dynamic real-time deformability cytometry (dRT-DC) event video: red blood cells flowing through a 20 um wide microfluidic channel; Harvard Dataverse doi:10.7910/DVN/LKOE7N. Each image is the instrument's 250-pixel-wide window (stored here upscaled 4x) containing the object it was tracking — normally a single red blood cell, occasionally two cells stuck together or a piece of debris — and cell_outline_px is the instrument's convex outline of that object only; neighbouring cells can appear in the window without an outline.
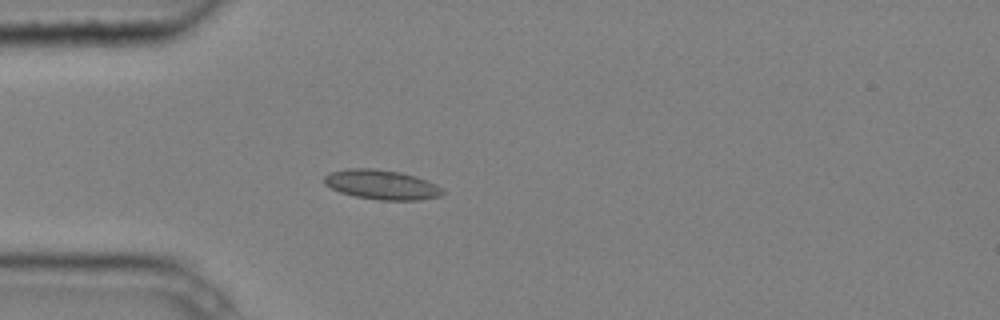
{"species": "common noctule bat (a hibernating species)", "species_latin": "Nyctalus noctula", "temperature_condition": "cold", "stored_images_in_passage": 1, "camera_frame_rate_fps": 3000, "um_per_image_px": 0.085, "animal": {"sex": "male", "body_mass_g": 20.4}, "frame": {"image": 1, "passage_image": 1, "time_ms": 0.0, "image_size_px": [1000, 320], "cell_outline_px": [[444, 192], [440, 196], [420, 200], [380, 200], [356, 196], [340, 192], [324, 184], [324, 176], [328, 172], [348, 168], [372, 168], [400, 172], [416, 176], [436, 184]], "centroid_in_image_um": [32.42, 15.69], "position_along_channel_um": 52.6, "area_um2": 20.4}}